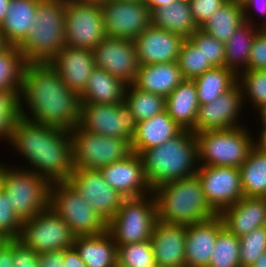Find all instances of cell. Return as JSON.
Listing matches in <instances>:
<instances>
[{
  "label": "cell",
  "instance_id": "1",
  "mask_svg": "<svg viewBox=\"0 0 266 267\" xmlns=\"http://www.w3.org/2000/svg\"><path fill=\"white\" fill-rule=\"evenodd\" d=\"M18 96L19 115L44 125L71 131L79 125L80 97L69 89L48 63H27ZM23 96L31 115H26Z\"/></svg>",
  "mask_w": 266,
  "mask_h": 267
},
{
  "label": "cell",
  "instance_id": "2",
  "mask_svg": "<svg viewBox=\"0 0 266 267\" xmlns=\"http://www.w3.org/2000/svg\"><path fill=\"white\" fill-rule=\"evenodd\" d=\"M9 141L29 160L33 172L50 184L67 182L74 172L69 130L33 122L19 115L13 122Z\"/></svg>",
  "mask_w": 266,
  "mask_h": 267
},
{
  "label": "cell",
  "instance_id": "3",
  "mask_svg": "<svg viewBox=\"0 0 266 267\" xmlns=\"http://www.w3.org/2000/svg\"><path fill=\"white\" fill-rule=\"evenodd\" d=\"M139 155L152 190L167 182L196 175L199 166L194 164L200 162L196 136L191 130H182L162 145L144 150Z\"/></svg>",
  "mask_w": 266,
  "mask_h": 267
},
{
  "label": "cell",
  "instance_id": "4",
  "mask_svg": "<svg viewBox=\"0 0 266 267\" xmlns=\"http://www.w3.org/2000/svg\"><path fill=\"white\" fill-rule=\"evenodd\" d=\"M152 192L161 222L191 225L218 215L209 206L197 175L167 182Z\"/></svg>",
  "mask_w": 266,
  "mask_h": 267
},
{
  "label": "cell",
  "instance_id": "5",
  "mask_svg": "<svg viewBox=\"0 0 266 267\" xmlns=\"http://www.w3.org/2000/svg\"><path fill=\"white\" fill-rule=\"evenodd\" d=\"M66 0H39L33 24L18 46L27 63L49 62L65 47Z\"/></svg>",
  "mask_w": 266,
  "mask_h": 267
},
{
  "label": "cell",
  "instance_id": "6",
  "mask_svg": "<svg viewBox=\"0 0 266 267\" xmlns=\"http://www.w3.org/2000/svg\"><path fill=\"white\" fill-rule=\"evenodd\" d=\"M0 188L21 220L30 219L49 207L50 183L31 169H7L0 164Z\"/></svg>",
  "mask_w": 266,
  "mask_h": 267
},
{
  "label": "cell",
  "instance_id": "7",
  "mask_svg": "<svg viewBox=\"0 0 266 267\" xmlns=\"http://www.w3.org/2000/svg\"><path fill=\"white\" fill-rule=\"evenodd\" d=\"M157 222L154 195L148 199L144 196L124 198L116 214L108 221L107 231L117 246L139 243L151 239Z\"/></svg>",
  "mask_w": 266,
  "mask_h": 267
},
{
  "label": "cell",
  "instance_id": "8",
  "mask_svg": "<svg viewBox=\"0 0 266 267\" xmlns=\"http://www.w3.org/2000/svg\"><path fill=\"white\" fill-rule=\"evenodd\" d=\"M198 159L202 166H227L239 168L254 147L250 133L242 127L210 130L196 133Z\"/></svg>",
  "mask_w": 266,
  "mask_h": 267
},
{
  "label": "cell",
  "instance_id": "9",
  "mask_svg": "<svg viewBox=\"0 0 266 267\" xmlns=\"http://www.w3.org/2000/svg\"><path fill=\"white\" fill-rule=\"evenodd\" d=\"M49 207L67 223L76 237L100 235L107 231V222L68 182L50 184Z\"/></svg>",
  "mask_w": 266,
  "mask_h": 267
},
{
  "label": "cell",
  "instance_id": "10",
  "mask_svg": "<svg viewBox=\"0 0 266 267\" xmlns=\"http://www.w3.org/2000/svg\"><path fill=\"white\" fill-rule=\"evenodd\" d=\"M73 145L74 169L100 170L132 153L127 139L89 133L79 125L70 131Z\"/></svg>",
  "mask_w": 266,
  "mask_h": 267
},
{
  "label": "cell",
  "instance_id": "11",
  "mask_svg": "<svg viewBox=\"0 0 266 267\" xmlns=\"http://www.w3.org/2000/svg\"><path fill=\"white\" fill-rule=\"evenodd\" d=\"M65 45L94 50L106 37L101 4L66 0Z\"/></svg>",
  "mask_w": 266,
  "mask_h": 267
},
{
  "label": "cell",
  "instance_id": "12",
  "mask_svg": "<svg viewBox=\"0 0 266 267\" xmlns=\"http://www.w3.org/2000/svg\"><path fill=\"white\" fill-rule=\"evenodd\" d=\"M75 238L67 223L48 207L36 216L22 221L18 240L39 255L71 248Z\"/></svg>",
  "mask_w": 266,
  "mask_h": 267
},
{
  "label": "cell",
  "instance_id": "13",
  "mask_svg": "<svg viewBox=\"0 0 266 267\" xmlns=\"http://www.w3.org/2000/svg\"><path fill=\"white\" fill-rule=\"evenodd\" d=\"M137 123L125 101L120 104L80 103L79 126L89 133L131 142Z\"/></svg>",
  "mask_w": 266,
  "mask_h": 267
},
{
  "label": "cell",
  "instance_id": "14",
  "mask_svg": "<svg viewBox=\"0 0 266 267\" xmlns=\"http://www.w3.org/2000/svg\"><path fill=\"white\" fill-rule=\"evenodd\" d=\"M101 8L108 37L134 40L151 25V11L141 1L109 0Z\"/></svg>",
  "mask_w": 266,
  "mask_h": 267
},
{
  "label": "cell",
  "instance_id": "15",
  "mask_svg": "<svg viewBox=\"0 0 266 267\" xmlns=\"http://www.w3.org/2000/svg\"><path fill=\"white\" fill-rule=\"evenodd\" d=\"M196 175L209 206L218 215L244 196L239 168L199 165Z\"/></svg>",
  "mask_w": 266,
  "mask_h": 267
},
{
  "label": "cell",
  "instance_id": "16",
  "mask_svg": "<svg viewBox=\"0 0 266 267\" xmlns=\"http://www.w3.org/2000/svg\"><path fill=\"white\" fill-rule=\"evenodd\" d=\"M67 182L107 223L124 199L104 180L100 170L74 169Z\"/></svg>",
  "mask_w": 266,
  "mask_h": 267
},
{
  "label": "cell",
  "instance_id": "17",
  "mask_svg": "<svg viewBox=\"0 0 266 267\" xmlns=\"http://www.w3.org/2000/svg\"><path fill=\"white\" fill-rule=\"evenodd\" d=\"M95 67L132 85L139 69L133 40L106 36L93 50Z\"/></svg>",
  "mask_w": 266,
  "mask_h": 267
},
{
  "label": "cell",
  "instance_id": "18",
  "mask_svg": "<svg viewBox=\"0 0 266 267\" xmlns=\"http://www.w3.org/2000/svg\"><path fill=\"white\" fill-rule=\"evenodd\" d=\"M239 83L210 103L200 105L194 125V134L210 130L232 129L244 100Z\"/></svg>",
  "mask_w": 266,
  "mask_h": 267
},
{
  "label": "cell",
  "instance_id": "19",
  "mask_svg": "<svg viewBox=\"0 0 266 267\" xmlns=\"http://www.w3.org/2000/svg\"><path fill=\"white\" fill-rule=\"evenodd\" d=\"M100 172L123 198L147 197V194L151 197L152 188L147 183L142 159L137 153L132 152L125 159L101 168Z\"/></svg>",
  "mask_w": 266,
  "mask_h": 267
},
{
  "label": "cell",
  "instance_id": "20",
  "mask_svg": "<svg viewBox=\"0 0 266 267\" xmlns=\"http://www.w3.org/2000/svg\"><path fill=\"white\" fill-rule=\"evenodd\" d=\"M185 38L150 25L133 40L139 65L178 61Z\"/></svg>",
  "mask_w": 266,
  "mask_h": 267
},
{
  "label": "cell",
  "instance_id": "21",
  "mask_svg": "<svg viewBox=\"0 0 266 267\" xmlns=\"http://www.w3.org/2000/svg\"><path fill=\"white\" fill-rule=\"evenodd\" d=\"M65 85L79 97L84 93L87 80L95 68L93 50L65 45L48 62Z\"/></svg>",
  "mask_w": 266,
  "mask_h": 267
},
{
  "label": "cell",
  "instance_id": "22",
  "mask_svg": "<svg viewBox=\"0 0 266 267\" xmlns=\"http://www.w3.org/2000/svg\"><path fill=\"white\" fill-rule=\"evenodd\" d=\"M155 264L160 267H186V225L158 220L151 236Z\"/></svg>",
  "mask_w": 266,
  "mask_h": 267
},
{
  "label": "cell",
  "instance_id": "23",
  "mask_svg": "<svg viewBox=\"0 0 266 267\" xmlns=\"http://www.w3.org/2000/svg\"><path fill=\"white\" fill-rule=\"evenodd\" d=\"M223 227L219 215L201 223L186 225V267H208L217 235Z\"/></svg>",
  "mask_w": 266,
  "mask_h": 267
},
{
  "label": "cell",
  "instance_id": "24",
  "mask_svg": "<svg viewBox=\"0 0 266 267\" xmlns=\"http://www.w3.org/2000/svg\"><path fill=\"white\" fill-rule=\"evenodd\" d=\"M219 216L226 229L241 237L266 224V197L243 196Z\"/></svg>",
  "mask_w": 266,
  "mask_h": 267
},
{
  "label": "cell",
  "instance_id": "25",
  "mask_svg": "<svg viewBox=\"0 0 266 267\" xmlns=\"http://www.w3.org/2000/svg\"><path fill=\"white\" fill-rule=\"evenodd\" d=\"M182 130L164 110L137 123L135 135L131 140L132 152L140 154L144 150L160 146Z\"/></svg>",
  "mask_w": 266,
  "mask_h": 267
},
{
  "label": "cell",
  "instance_id": "26",
  "mask_svg": "<svg viewBox=\"0 0 266 267\" xmlns=\"http://www.w3.org/2000/svg\"><path fill=\"white\" fill-rule=\"evenodd\" d=\"M184 80L177 61L139 65L133 85L142 91L167 97Z\"/></svg>",
  "mask_w": 266,
  "mask_h": 267
},
{
  "label": "cell",
  "instance_id": "27",
  "mask_svg": "<svg viewBox=\"0 0 266 267\" xmlns=\"http://www.w3.org/2000/svg\"><path fill=\"white\" fill-rule=\"evenodd\" d=\"M199 106L195 82L183 80L166 97L165 110L183 130H191L194 133Z\"/></svg>",
  "mask_w": 266,
  "mask_h": 267
},
{
  "label": "cell",
  "instance_id": "28",
  "mask_svg": "<svg viewBox=\"0 0 266 267\" xmlns=\"http://www.w3.org/2000/svg\"><path fill=\"white\" fill-rule=\"evenodd\" d=\"M126 88L127 84L122 80L95 67L87 80L84 93L80 96V103L120 104L124 101Z\"/></svg>",
  "mask_w": 266,
  "mask_h": 267
},
{
  "label": "cell",
  "instance_id": "29",
  "mask_svg": "<svg viewBox=\"0 0 266 267\" xmlns=\"http://www.w3.org/2000/svg\"><path fill=\"white\" fill-rule=\"evenodd\" d=\"M73 247L86 267H117V245L108 231L100 235L78 236Z\"/></svg>",
  "mask_w": 266,
  "mask_h": 267
},
{
  "label": "cell",
  "instance_id": "30",
  "mask_svg": "<svg viewBox=\"0 0 266 267\" xmlns=\"http://www.w3.org/2000/svg\"><path fill=\"white\" fill-rule=\"evenodd\" d=\"M151 25L176 33L185 39L199 29L192 16L189 0H176L151 10Z\"/></svg>",
  "mask_w": 266,
  "mask_h": 267
},
{
  "label": "cell",
  "instance_id": "31",
  "mask_svg": "<svg viewBox=\"0 0 266 267\" xmlns=\"http://www.w3.org/2000/svg\"><path fill=\"white\" fill-rule=\"evenodd\" d=\"M39 0H10L0 31L11 46H19L33 24Z\"/></svg>",
  "mask_w": 266,
  "mask_h": 267
},
{
  "label": "cell",
  "instance_id": "32",
  "mask_svg": "<svg viewBox=\"0 0 266 267\" xmlns=\"http://www.w3.org/2000/svg\"><path fill=\"white\" fill-rule=\"evenodd\" d=\"M244 23L240 0H228L200 27L217 40L226 43L231 35Z\"/></svg>",
  "mask_w": 266,
  "mask_h": 267
},
{
  "label": "cell",
  "instance_id": "33",
  "mask_svg": "<svg viewBox=\"0 0 266 267\" xmlns=\"http://www.w3.org/2000/svg\"><path fill=\"white\" fill-rule=\"evenodd\" d=\"M199 105L212 102L238 83V74L226 67H214L194 80Z\"/></svg>",
  "mask_w": 266,
  "mask_h": 267
},
{
  "label": "cell",
  "instance_id": "34",
  "mask_svg": "<svg viewBox=\"0 0 266 267\" xmlns=\"http://www.w3.org/2000/svg\"><path fill=\"white\" fill-rule=\"evenodd\" d=\"M246 197H266V153L253 147L239 167Z\"/></svg>",
  "mask_w": 266,
  "mask_h": 267
},
{
  "label": "cell",
  "instance_id": "35",
  "mask_svg": "<svg viewBox=\"0 0 266 267\" xmlns=\"http://www.w3.org/2000/svg\"><path fill=\"white\" fill-rule=\"evenodd\" d=\"M253 22H244L238 29L231 35L225 43V67L233 70L239 74L238 66L243 65L246 69L249 64V54L252 42L256 34L262 29L255 31ZM238 71V72H237Z\"/></svg>",
  "mask_w": 266,
  "mask_h": 267
},
{
  "label": "cell",
  "instance_id": "36",
  "mask_svg": "<svg viewBox=\"0 0 266 267\" xmlns=\"http://www.w3.org/2000/svg\"><path fill=\"white\" fill-rule=\"evenodd\" d=\"M26 64L18 46L0 53V91L20 92Z\"/></svg>",
  "mask_w": 266,
  "mask_h": 267
},
{
  "label": "cell",
  "instance_id": "37",
  "mask_svg": "<svg viewBox=\"0 0 266 267\" xmlns=\"http://www.w3.org/2000/svg\"><path fill=\"white\" fill-rule=\"evenodd\" d=\"M127 87L124 101L130 107L137 122L149 119L165 110V97L137 89L133 84Z\"/></svg>",
  "mask_w": 266,
  "mask_h": 267
},
{
  "label": "cell",
  "instance_id": "38",
  "mask_svg": "<svg viewBox=\"0 0 266 267\" xmlns=\"http://www.w3.org/2000/svg\"><path fill=\"white\" fill-rule=\"evenodd\" d=\"M240 240L223 227L217 235L208 267H240Z\"/></svg>",
  "mask_w": 266,
  "mask_h": 267
},
{
  "label": "cell",
  "instance_id": "39",
  "mask_svg": "<svg viewBox=\"0 0 266 267\" xmlns=\"http://www.w3.org/2000/svg\"><path fill=\"white\" fill-rule=\"evenodd\" d=\"M177 62L184 80H194L204 72L214 68L200 49L188 38L182 44Z\"/></svg>",
  "mask_w": 266,
  "mask_h": 267
},
{
  "label": "cell",
  "instance_id": "40",
  "mask_svg": "<svg viewBox=\"0 0 266 267\" xmlns=\"http://www.w3.org/2000/svg\"><path fill=\"white\" fill-rule=\"evenodd\" d=\"M155 265L151 239L117 246V267H148Z\"/></svg>",
  "mask_w": 266,
  "mask_h": 267
},
{
  "label": "cell",
  "instance_id": "41",
  "mask_svg": "<svg viewBox=\"0 0 266 267\" xmlns=\"http://www.w3.org/2000/svg\"><path fill=\"white\" fill-rule=\"evenodd\" d=\"M238 74V83L241 86L244 95H247L251 102L261 109L266 105V70H243ZM242 80V81H241ZM243 86V87H242ZM245 88V89H244Z\"/></svg>",
  "mask_w": 266,
  "mask_h": 267
},
{
  "label": "cell",
  "instance_id": "42",
  "mask_svg": "<svg viewBox=\"0 0 266 267\" xmlns=\"http://www.w3.org/2000/svg\"><path fill=\"white\" fill-rule=\"evenodd\" d=\"M240 267L251 266L260 255L266 252V229L264 226L239 237Z\"/></svg>",
  "mask_w": 266,
  "mask_h": 267
},
{
  "label": "cell",
  "instance_id": "43",
  "mask_svg": "<svg viewBox=\"0 0 266 267\" xmlns=\"http://www.w3.org/2000/svg\"><path fill=\"white\" fill-rule=\"evenodd\" d=\"M214 67H225V43L200 28L188 38Z\"/></svg>",
  "mask_w": 266,
  "mask_h": 267
},
{
  "label": "cell",
  "instance_id": "44",
  "mask_svg": "<svg viewBox=\"0 0 266 267\" xmlns=\"http://www.w3.org/2000/svg\"><path fill=\"white\" fill-rule=\"evenodd\" d=\"M19 92L0 91V137L10 140L13 122L19 116Z\"/></svg>",
  "mask_w": 266,
  "mask_h": 267
},
{
  "label": "cell",
  "instance_id": "45",
  "mask_svg": "<svg viewBox=\"0 0 266 267\" xmlns=\"http://www.w3.org/2000/svg\"><path fill=\"white\" fill-rule=\"evenodd\" d=\"M22 221L14 213L7 194L0 188V237L4 239H18Z\"/></svg>",
  "mask_w": 266,
  "mask_h": 267
},
{
  "label": "cell",
  "instance_id": "46",
  "mask_svg": "<svg viewBox=\"0 0 266 267\" xmlns=\"http://www.w3.org/2000/svg\"><path fill=\"white\" fill-rule=\"evenodd\" d=\"M244 70H266V31L261 29L253 39L249 64Z\"/></svg>",
  "mask_w": 266,
  "mask_h": 267
},
{
  "label": "cell",
  "instance_id": "47",
  "mask_svg": "<svg viewBox=\"0 0 266 267\" xmlns=\"http://www.w3.org/2000/svg\"><path fill=\"white\" fill-rule=\"evenodd\" d=\"M228 0H189L192 16L200 28Z\"/></svg>",
  "mask_w": 266,
  "mask_h": 267
},
{
  "label": "cell",
  "instance_id": "48",
  "mask_svg": "<svg viewBox=\"0 0 266 267\" xmlns=\"http://www.w3.org/2000/svg\"><path fill=\"white\" fill-rule=\"evenodd\" d=\"M13 267H39V255L20 240L13 239Z\"/></svg>",
  "mask_w": 266,
  "mask_h": 267
},
{
  "label": "cell",
  "instance_id": "49",
  "mask_svg": "<svg viewBox=\"0 0 266 267\" xmlns=\"http://www.w3.org/2000/svg\"><path fill=\"white\" fill-rule=\"evenodd\" d=\"M64 250H55L39 254V267H63Z\"/></svg>",
  "mask_w": 266,
  "mask_h": 267
},
{
  "label": "cell",
  "instance_id": "50",
  "mask_svg": "<svg viewBox=\"0 0 266 267\" xmlns=\"http://www.w3.org/2000/svg\"><path fill=\"white\" fill-rule=\"evenodd\" d=\"M0 267H13V239L0 242Z\"/></svg>",
  "mask_w": 266,
  "mask_h": 267
},
{
  "label": "cell",
  "instance_id": "51",
  "mask_svg": "<svg viewBox=\"0 0 266 267\" xmlns=\"http://www.w3.org/2000/svg\"><path fill=\"white\" fill-rule=\"evenodd\" d=\"M63 267H86L84 261L80 258L79 253L74 247L64 250Z\"/></svg>",
  "mask_w": 266,
  "mask_h": 267
},
{
  "label": "cell",
  "instance_id": "52",
  "mask_svg": "<svg viewBox=\"0 0 266 267\" xmlns=\"http://www.w3.org/2000/svg\"><path fill=\"white\" fill-rule=\"evenodd\" d=\"M241 3H242V8H243V15H244V22H247L249 23V17L247 16H250L247 12H248V9H252L251 7L254 5V7L258 6V4H262L261 6V10L262 13H261V16L264 17L265 16V20L264 22H262L263 24L261 25L262 29L264 27H266V0H240ZM262 1V2H261ZM248 14V15H247Z\"/></svg>",
  "mask_w": 266,
  "mask_h": 267
},
{
  "label": "cell",
  "instance_id": "53",
  "mask_svg": "<svg viewBox=\"0 0 266 267\" xmlns=\"http://www.w3.org/2000/svg\"><path fill=\"white\" fill-rule=\"evenodd\" d=\"M176 0H141V2L149 8V10H154L156 8H160L166 5H169Z\"/></svg>",
  "mask_w": 266,
  "mask_h": 267
},
{
  "label": "cell",
  "instance_id": "54",
  "mask_svg": "<svg viewBox=\"0 0 266 267\" xmlns=\"http://www.w3.org/2000/svg\"><path fill=\"white\" fill-rule=\"evenodd\" d=\"M262 125H263L262 132H260V137L258 138L259 142L258 141L256 143L254 142V147H256L261 152L266 153V124Z\"/></svg>",
  "mask_w": 266,
  "mask_h": 267
},
{
  "label": "cell",
  "instance_id": "55",
  "mask_svg": "<svg viewBox=\"0 0 266 267\" xmlns=\"http://www.w3.org/2000/svg\"><path fill=\"white\" fill-rule=\"evenodd\" d=\"M10 0H0V26L4 21Z\"/></svg>",
  "mask_w": 266,
  "mask_h": 267
},
{
  "label": "cell",
  "instance_id": "56",
  "mask_svg": "<svg viewBox=\"0 0 266 267\" xmlns=\"http://www.w3.org/2000/svg\"><path fill=\"white\" fill-rule=\"evenodd\" d=\"M249 267H266V252L262 253L260 257Z\"/></svg>",
  "mask_w": 266,
  "mask_h": 267
},
{
  "label": "cell",
  "instance_id": "57",
  "mask_svg": "<svg viewBox=\"0 0 266 267\" xmlns=\"http://www.w3.org/2000/svg\"><path fill=\"white\" fill-rule=\"evenodd\" d=\"M11 45L6 40V37L4 34L0 31V53L4 52L6 49H8Z\"/></svg>",
  "mask_w": 266,
  "mask_h": 267
},
{
  "label": "cell",
  "instance_id": "58",
  "mask_svg": "<svg viewBox=\"0 0 266 267\" xmlns=\"http://www.w3.org/2000/svg\"><path fill=\"white\" fill-rule=\"evenodd\" d=\"M259 114L261 116L262 119V124H266V105L263 106L260 110H259Z\"/></svg>",
  "mask_w": 266,
  "mask_h": 267
},
{
  "label": "cell",
  "instance_id": "59",
  "mask_svg": "<svg viewBox=\"0 0 266 267\" xmlns=\"http://www.w3.org/2000/svg\"><path fill=\"white\" fill-rule=\"evenodd\" d=\"M85 1L102 4V3H105L106 1H109V0H85Z\"/></svg>",
  "mask_w": 266,
  "mask_h": 267
},
{
  "label": "cell",
  "instance_id": "60",
  "mask_svg": "<svg viewBox=\"0 0 266 267\" xmlns=\"http://www.w3.org/2000/svg\"><path fill=\"white\" fill-rule=\"evenodd\" d=\"M124 1H133V2H138V1H141V0H124Z\"/></svg>",
  "mask_w": 266,
  "mask_h": 267
},
{
  "label": "cell",
  "instance_id": "61",
  "mask_svg": "<svg viewBox=\"0 0 266 267\" xmlns=\"http://www.w3.org/2000/svg\"><path fill=\"white\" fill-rule=\"evenodd\" d=\"M148 267H160V266H158V265L155 264V265H153V266H148Z\"/></svg>",
  "mask_w": 266,
  "mask_h": 267
}]
</instances>
